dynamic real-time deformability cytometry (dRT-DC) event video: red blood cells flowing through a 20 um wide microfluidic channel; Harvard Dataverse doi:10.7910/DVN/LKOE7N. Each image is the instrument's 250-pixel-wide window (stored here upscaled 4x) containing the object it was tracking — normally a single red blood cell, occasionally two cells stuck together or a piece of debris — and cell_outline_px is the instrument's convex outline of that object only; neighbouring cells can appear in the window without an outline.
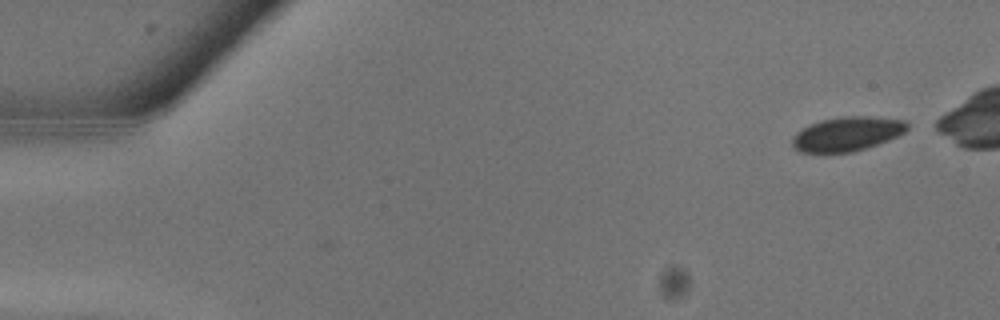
{"species": "common noctule bat (a hibernating species)", "species_latin": "Nyctalus noctula", "temperature_condition": "warm", "stored_images_in_passage": 11, "camera_frame_rate_fps": 3000, "um_per_image_px": 0.085, "animal": {"sex": "male", "body_mass_g": 13.3}, "frame": {"image": 1, "passage_image": 1, "time_ms": 0.0, "image_size_px": [1000, 320], "cell_outline_px": [[908, 128], [904, 132], [888, 140], [852, 152], [800, 152], [792, 144], [792, 136], [796, 132], [808, 124], [820, 120], [840, 116], [868, 116], [904, 120], [908, 124]], "centroid_in_image_um": [71.97, 11.36], "position_along_channel_um": 13.0, "area_um2": 22.83}}
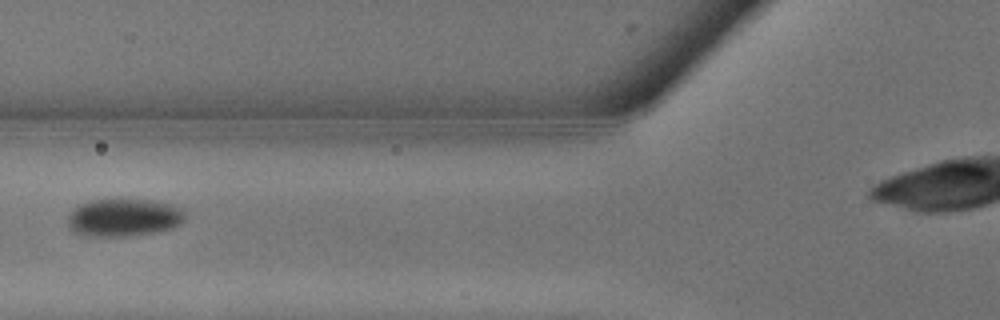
{"frame": {"image": 2, "passage_image": 10, "time_ms": 3.0, "image_size_px": [1000, 320], "cell_outline_px": [[184, 220], [180, 224], [172, 228], [152, 232], [120, 236], [88, 236], [76, 232], [68, 224], [68, 216], [80, 204], [92, 200], [152, 200], [172, 204], [184, 208]], "centroid_in_image_um": [10.57, 18.48], "position_along_channel_um": 115.2, "area_um2": 25.37}}